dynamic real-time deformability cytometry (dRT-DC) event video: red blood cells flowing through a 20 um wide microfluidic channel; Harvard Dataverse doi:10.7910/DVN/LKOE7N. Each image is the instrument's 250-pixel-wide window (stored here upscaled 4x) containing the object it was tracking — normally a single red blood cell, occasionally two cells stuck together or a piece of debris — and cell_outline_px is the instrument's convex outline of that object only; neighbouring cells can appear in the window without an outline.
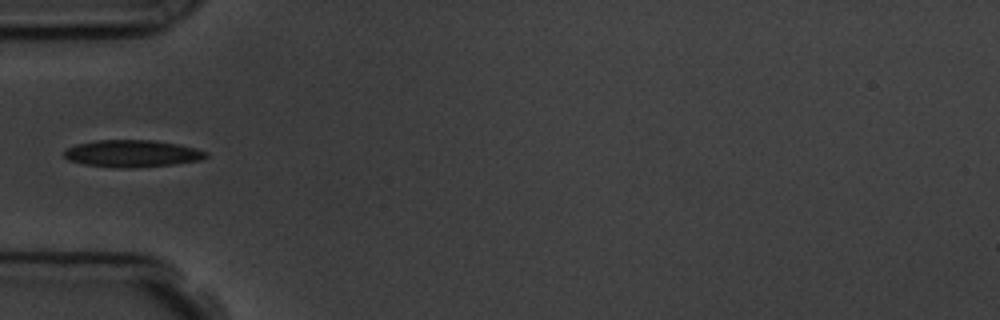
{"species": "common noctule bat (a hibernating species)", "species_latin": "Nyctalus noctula", "temperature_condition": "room temperature", "stored_images_in_passage": 5, "camera_frame_rate_fps": 3000, "um_per_image_px": 0.085, "animal": {"sex": "male", "body_mass_g": 19.5, "forearm_length_mm": 54.6}, "frame": {"image": 1, "passage_image": 5, "time_ms": 4.333, "image_size_px": [1000, 320], "cell_outline_px": [[208, 156], [200, 160], [172, 164], [132, 168], [112, 168], [84, 164], [68, 160], [64, 156], [64, 152], [68, 148], [76, 144], [96, 140], [152, 140], [180, 144], [196, 148], [208, 152]], "centroid_in_image_um": [11.24, 13.05], "position_along_channel_um": 73.8, "area_um2": 22.48}}